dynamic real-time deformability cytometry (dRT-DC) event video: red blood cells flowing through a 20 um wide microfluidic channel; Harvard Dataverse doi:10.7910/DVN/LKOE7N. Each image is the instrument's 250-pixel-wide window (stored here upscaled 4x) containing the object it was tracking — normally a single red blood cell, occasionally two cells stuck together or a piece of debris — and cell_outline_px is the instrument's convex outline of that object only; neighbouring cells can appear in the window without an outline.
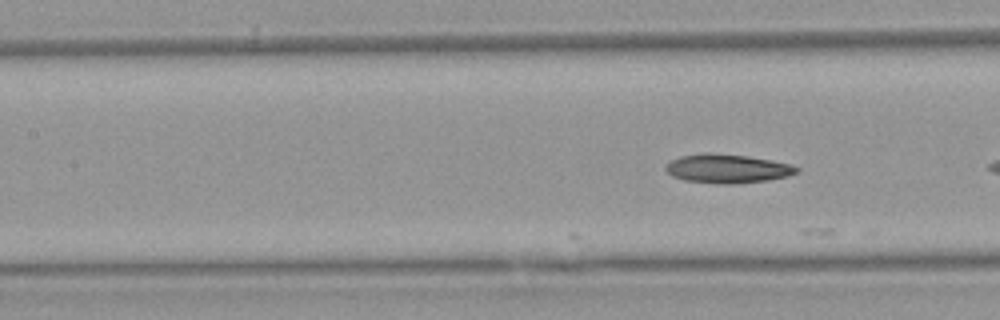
{"species": "Egyptian fruit bat (a non-hibernating species)", "species_latin": "Rousettus aegyptiacus", "temperature_condition": "warm", "stored_images_in_passage": 6, "camera_frame_rate_fps": 3000, "um_per_image_px": 0.085, "animal": {"sex": "female"}, "frame": {"image": 1, "passage_image": 6, "time_ms": 1.667, "image_size_px": [1000, 320], "cell_outline_px": [[800, 168], [796, 172], [788, 176], [768, 180], [736, 184], [716, 184], [684, 180], [672, 176], [664, 168], [672, 160], [680, 156], [704, 152], [712, 152], [748, 156], [772, 160], [792, 164]], "centroid_in_image_um": [61.83, 14.33], "position_along_channel_um": 145.6, "area_um2": 22.25}}